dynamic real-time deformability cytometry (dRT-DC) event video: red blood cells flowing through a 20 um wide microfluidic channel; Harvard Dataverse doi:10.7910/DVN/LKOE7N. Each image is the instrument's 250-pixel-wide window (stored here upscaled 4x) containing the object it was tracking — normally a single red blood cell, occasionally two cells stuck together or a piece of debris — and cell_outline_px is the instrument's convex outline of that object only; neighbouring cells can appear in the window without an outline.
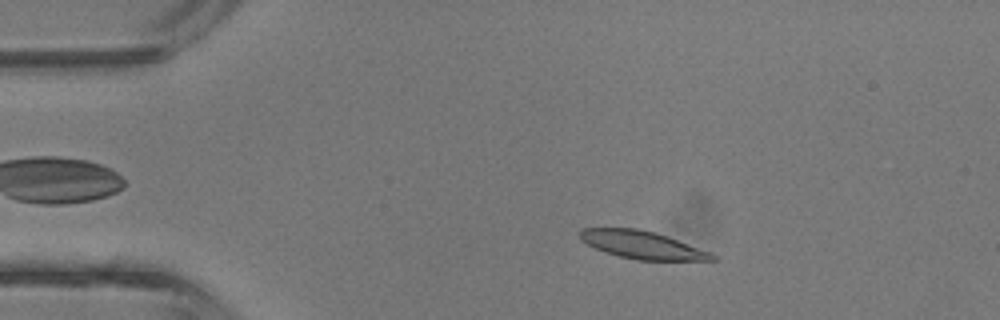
{"species": "common noctule bat (a hibernating species)", "species_latin": "Nyctalus noctula", "temperature_condition": "room temperature", "stored_images_in_passage": 42, "camera_frame_rate_fps": 3000, "um_per_image_px": 0.085, "animal": {"sex": "male", "body_mass_g": 13.3}, "frame": {"image": 1, "passage_image": 7, "time_ms": 2.0, "image_size_px": [1000, 320], "cell_outline_px": [[720, 260], [636, 260], [620, 256], [596, 248], [580, 240], [580, 228], [636, 228], [656, 232], [668, 236], [712, 252]], "centroid_in_image_um": [54.64, 20.81], "position_along_channel_um": 30.4, "area_um2": 21.39}}
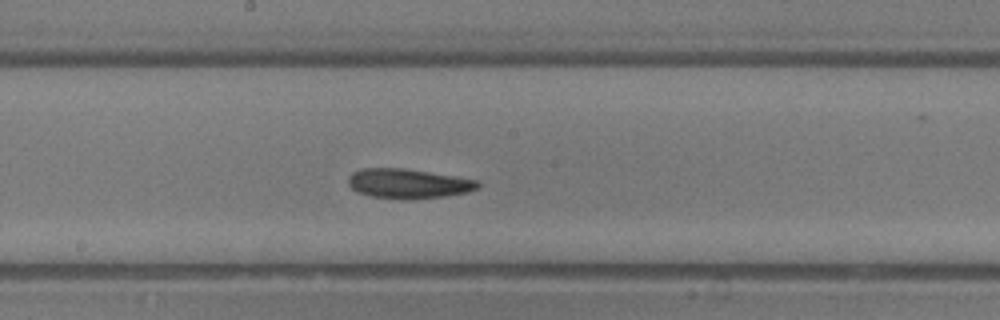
{"frame": {"image": 2, "passage_image": 22, "time_ms": 7.0, "image_size_px": [1000, 320], "cell_outline_px": [[480, 184], [476, 188], [468, 192], [444, 196], [408, 200], [404, 200], [372, 196], [356, 192], [348, 184], [348, 176], [352, 172], [360, 168], [404, 168], [456, 176], [480, 180]], "centroid_in_image_um": [34.68, 15.6], "position_along_channel_um": 213.5, "area_um2": 22.6}}
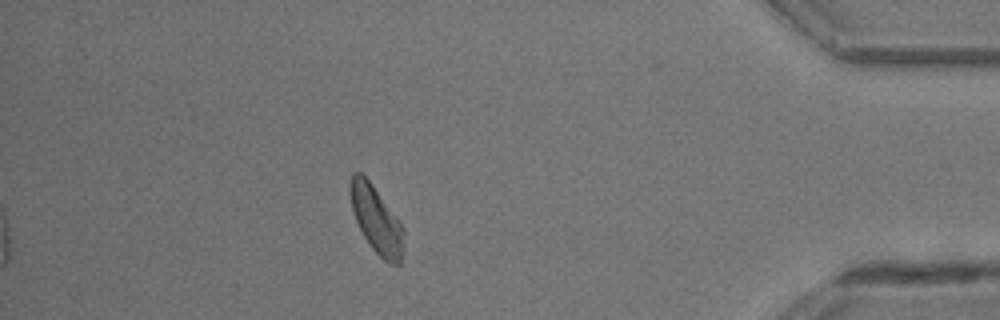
{"frame": {"image": 3, "passage_image": 37, "time_ms": 12.0, "image_size_px": [1000, 320], "cell_outline_px": [[404, 232], [400, 264], [388, 264], [372, 248], [364, 236], [356, 220], [352, 208], [352, 172], [360, 172], [372, 184], [404, 228]], "centroid_in_image_um": [32.02, 18.72], "position_along_channel_um": 403.2, "area_um2": 20.0}, "authors_computed_cell_mechanics": {"area_um2": 21.6461, "velocity_mm_per_s": 4.7467, "shape_relaxation_time_tau1_ms": 6.6403, "shape_relaxation_time_tau2_ms": null, "deformation_change_tau1": 0.1875, "deformation_change_tau2": null}}